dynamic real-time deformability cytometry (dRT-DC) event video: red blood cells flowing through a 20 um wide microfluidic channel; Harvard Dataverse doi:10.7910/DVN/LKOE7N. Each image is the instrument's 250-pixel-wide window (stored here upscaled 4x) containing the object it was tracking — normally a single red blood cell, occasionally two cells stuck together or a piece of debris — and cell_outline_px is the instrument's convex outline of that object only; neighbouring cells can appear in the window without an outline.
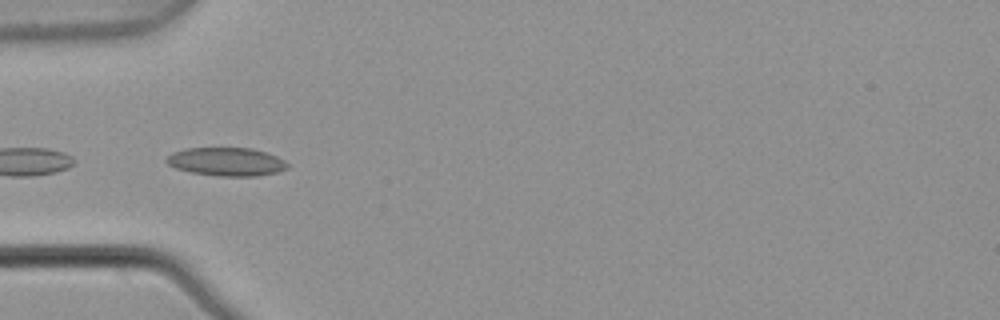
{"species": "common noctule bat (a hibernating species)", "species_latin": "Nyctalus noctula", "temperature_condition": "warm", "stored_images_in_passage": 3, "camera_frame_rate_fps": 3000, "um_per_image_px": 0.085, "animal": {"sex": "male", "body_mass_g": 21.5, "forearm_length_mm": 52.0}, "frame": {"image": 1, "passage_image": 3, "time_ms": 0.667, "image_size_px": [1000, 320], "cell_outline_px": [[288, 168], [276, 172], [256, 176], [216, 176], [192, 172], [176, 168], [168, 164], [164, 160], [172, 152], [188, 148], [252, 148], [276, 156], [284, 160], [288, 164]], "centroid_in_image_um": [19.24, 13.74], "position_along_channel_um": 65.8, "area_um2": 19.88}}